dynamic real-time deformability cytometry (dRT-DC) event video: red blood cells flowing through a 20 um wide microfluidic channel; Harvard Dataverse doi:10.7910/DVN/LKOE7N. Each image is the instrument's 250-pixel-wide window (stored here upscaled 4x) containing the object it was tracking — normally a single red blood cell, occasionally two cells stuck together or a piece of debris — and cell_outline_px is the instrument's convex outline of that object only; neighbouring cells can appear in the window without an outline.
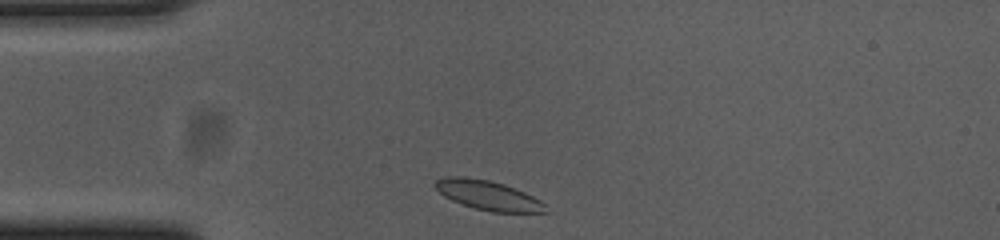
{"species": "common noctule bat (a hibernating species)", "species_latin": "Nyctalus noctula", "temperature_condition": "cold", "stored_images_in_passage": 32, "camera_frame_rate_fps": 3000, "um_per_image_px": 0.085, "animal": {"sex": "female", "body_mass_g": 23.0, "forearm_length_mm": 53.4}, "frame": {"image": 1, "passage_image": 1, "time_ms": 0.0, "image_size_px": [1000, 240], "cell_outline_px": [[548, 212], [492, 212], [476, 208], [452, 200], [444, 196], [432, 184], [436, 180], [444, 176], [464, 176], [488, 180], [504, 184], [524, 192], [540, 200], [544, 204]], "centroid_in_image_um": [41.45, 16.58], "position_along_channel_um": 43.5, "area_um2": 18.79}}
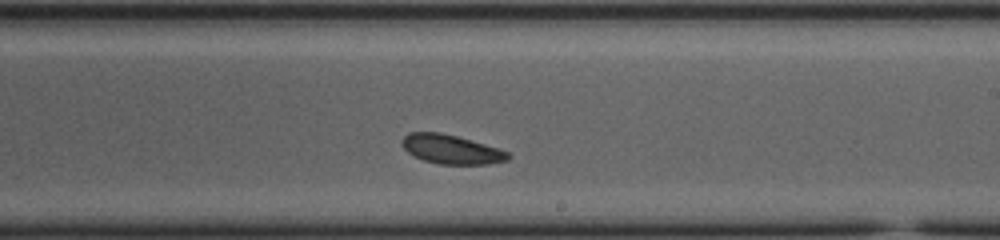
{"frame": {"image": 2, "passage_image": 20, "time_ms": 6.333, "image_size_px": [1000, 240], "cell_outline_px": [[512, 156], [508, 160], [488, 164], [440, 164], [424, 160], [408, 152], [400, 144], [404, 136], [408, 132], [440, 132], [456, 136], [484, 144], [508, 152]], "centroid_in_image_um": [38.34, 12.69], "position_along_channel_um": 250.7, "area_um2": 17.8}}
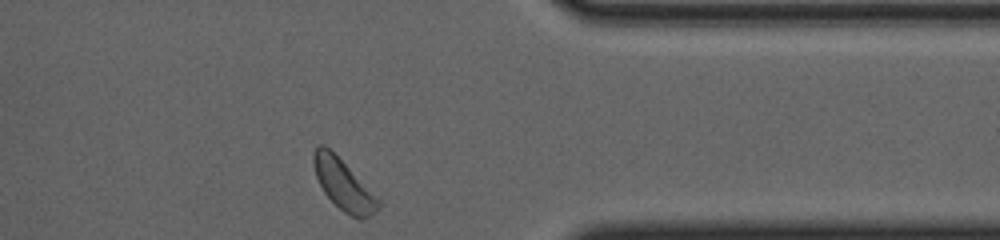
{"frame": {"image": 3, "passage_image": 32, "time_ms": 10.333, "image_size_px": [1000, 240], "cell_outline_px": [[380, 208], [376, 212], [360, 220], [344, 212], [324, 192], [316, 176], [312, 164], [312, 152], [316, 144], [324, 144], [380, 200]], "centroid_in_image_um": [29.16, 15.69], "position_along_channel_um": 382.2, "area_um2": 18.55}, "authors_computed_cell_mechanics": {"area_um2": 18.4382, "velocity_mm_per_s": 3.6096, "shape_relaxation_time_tau1_ms": 1.4189, "shape_relaxation_time_tau2_ms": null, "deformation_change_tau1": 0.0776, "deformation_change_tau2": null}}